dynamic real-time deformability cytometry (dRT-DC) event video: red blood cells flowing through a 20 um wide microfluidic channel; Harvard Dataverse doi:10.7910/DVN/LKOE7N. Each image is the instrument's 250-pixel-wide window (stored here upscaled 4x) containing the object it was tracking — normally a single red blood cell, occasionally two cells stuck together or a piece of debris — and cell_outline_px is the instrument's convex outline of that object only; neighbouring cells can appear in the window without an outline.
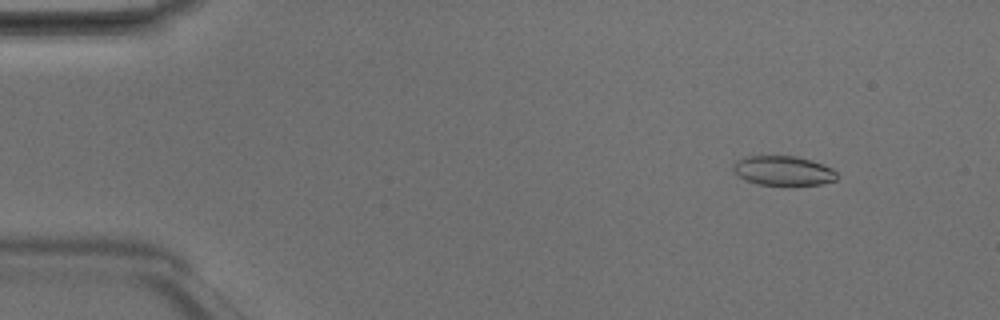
{"species": "Egyptian fruit bat (a non-hibernating species)", "species_latin": "Rousettus aegyptiacus", "temperature_condition": "room temperature", "stored_images_in_passage": 49, "camera_frame_rate_fps": 3000, "um_per_image_px": 0.085, "animal": {"sex": "male"}, "frame": {"image": 1, "passage_image": 6, "time_ms": 1.667, "image_size_px": [1000, 320], "cell_outline_px": [[836, 180], [820, 184], [756, 184], [744, 180], [732, 168], [736, 160], [744, 156], [796, 156], [812, 160], [824, 164], [832, 168], [836, 172]], "centroid_in_image_um": [66.56, 14.49], "position_along_channel_um": 18.4, "area_um2": 17.69}}
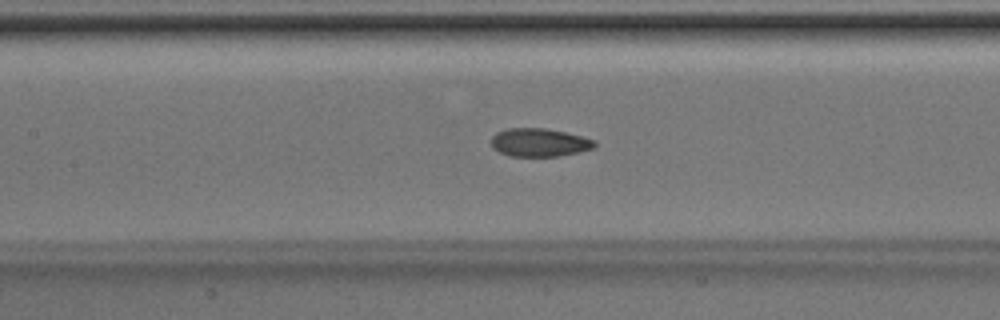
{"frame": {"image": 2, "passage_image": 23, "time_ms": 7.333, "image_size_px": [1000, 320], "cell_outline_px": [[596, 144], [592, 148], [560, 156], [512, 156], [500, 152], [492, 148], [492, 136], [496, 132], [504, 128], [544, 128], [564, 132], [596, 140]], "centroid_in_image_um": [45.8, 12.1], "position_along_channel_um": 161.6, "area_um2": 16.88}}
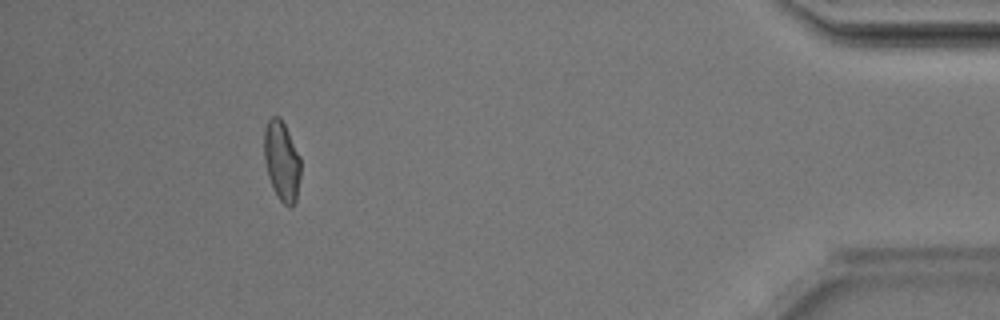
{"frame": {"image": 3, "passage_image": 45, "time_ms": 14.667, "image_size_px": [1000, 320], "cell_outline_px": [[300, 176], [296, 200], [292, 208], [288, 208], [280, 200], [272, 188], [268, 176], [264, 160], [264, 128], [268, 120], [272, 116], [280, 116], [300, 156]], "centroid_in_image_um": [23.94, 13.7], "position_along_channel_um": 411.3, "area_um2": 17.11}, "authors_computed_cell_mechanics": {"area_um2": 17.5712, "velocity_mm_per_s": 4.1984, "shape_relaxation_time_tau1_ms": 6.2069, "shape_relaxation_time_tau2_ms": 1.6072, "deformation_change_tau1": 0.1439, "deformation_change_tau2": 0.0734}}